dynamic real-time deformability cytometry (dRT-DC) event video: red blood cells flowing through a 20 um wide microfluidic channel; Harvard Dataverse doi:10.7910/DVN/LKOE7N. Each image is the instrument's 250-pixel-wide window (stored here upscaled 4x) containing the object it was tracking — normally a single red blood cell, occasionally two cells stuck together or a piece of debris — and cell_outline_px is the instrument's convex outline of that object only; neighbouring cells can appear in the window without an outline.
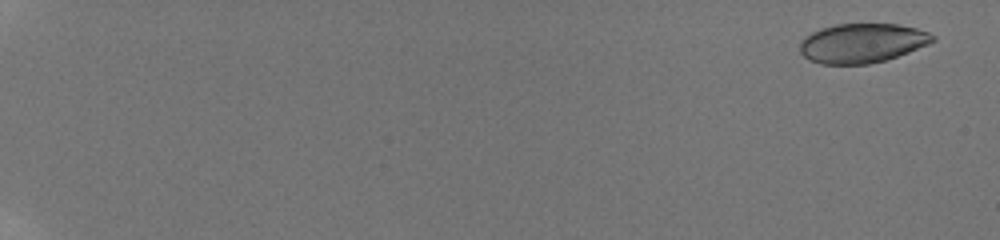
{"species": "human", "species_latin": "Homo sapiens", "temperature_condition": "room temperature", "stored_images_in_passage": 58, "camera_frame_rate_fps": 3000, "um_per_image_px": 0.085, "donor": {"sex": "male"}, "frame": {"image": 1, "passage_image": 3, "time_ms": 0.667, "image_size_px": [1000, 240], "cell_outline_px": [[936, 40], [928, 44], [908, 52], [884, 60], [868, 64], [820, 64], [808, 60], [800, 52], [800, 40], [804, 36], [820, 28], [836, 24], [896, 24], [916, 28], [928, 32], [936, 36]], "centroid_in_image_um": [73.25, 3.66], "position_along_channel_um": 11.8, "area_um2": 30.52}}
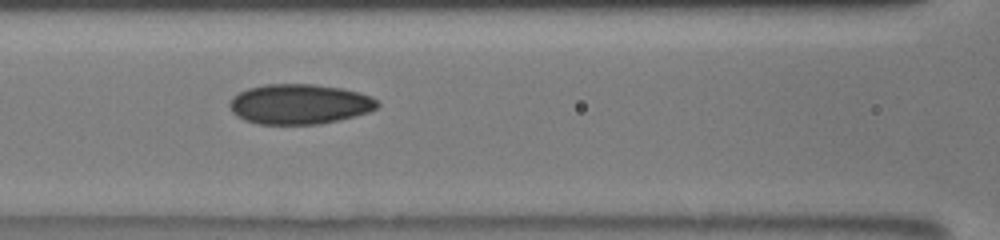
{"frame": {"image": 2, "passage_image": 31, "time_ms": 10.0, "image_size_px": [1000, 240], "cell_outline_px": [[380, 104], [376, 108], [368, 112], [340, 120], [320, 124], [256, 124], [244, 120], [236, 116], [232, 112], [228, 104], [232, 96], [248, 88], [264, 84], [312, 84], [340, 88], [360, 92], [372, 96]], "centroid_in_image_um": [25.43, 8.85], "position_along_channel_um": 141.2, "area_um2": 34.74}}
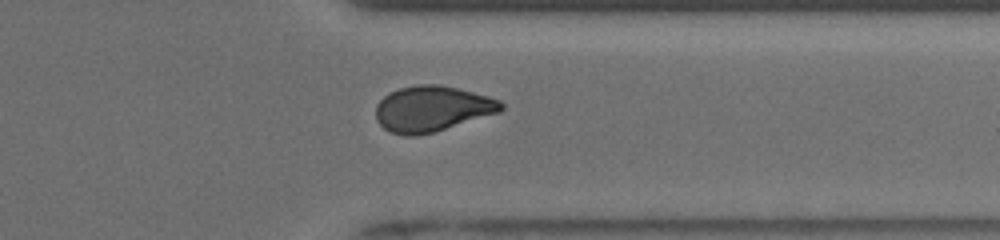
{"frame": {"image": 3, "passage_image": 49, "time_ms": 16.0, "image_size_px": [1000, 240], "cell_outline_px": [[504, 108], [500, 112], [432, 132], [412, 136], [404, 136], [392, 132], [384, 128], [376, 120], [376, 104], [384, 96], [400, 88], [416, 84], [440, 84], [488, 96], [500, 100], [504, 104]], "centroid_in_image_um": [36.72, 9.23], "position_along_channel_um": 374.7, "area_um2": 33.06}, "authors_computed_cell_mechanics": {"area_um2": 32.8882, "velocity_mm_per_s": 3.8897, "shape_relaxation_time_tau1_ms": null, "shape_relaxation_time_tau2_ms": 1.5734, "deformation_change_tau1": null, "deformation_change_tau2": 0.0688}}